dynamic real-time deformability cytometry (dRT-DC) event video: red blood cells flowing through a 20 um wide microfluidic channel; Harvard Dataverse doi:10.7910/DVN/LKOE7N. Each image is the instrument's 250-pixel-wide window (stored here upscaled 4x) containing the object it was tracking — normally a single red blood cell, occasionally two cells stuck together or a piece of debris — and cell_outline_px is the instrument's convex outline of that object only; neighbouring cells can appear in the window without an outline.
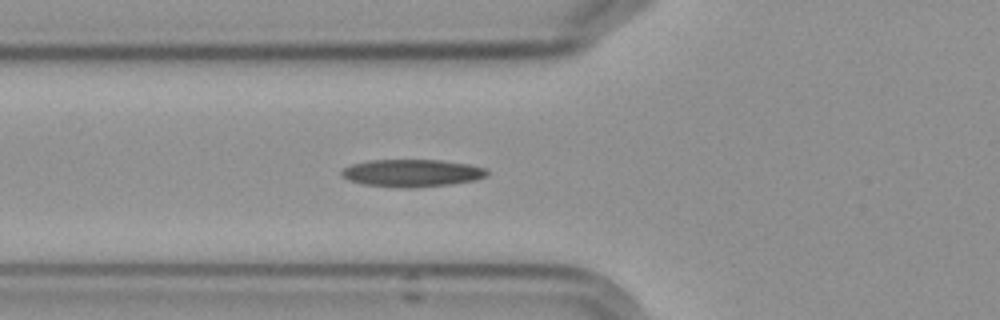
{"species": "Egyptian fruit bat (a non-hibernating species)", "species_latin": "Rousettus aegyptiacus", "temperature_condition": "cold", "stored_images_in_passage": 5, "camera_frame_rate_fps": 3000, "um_per_image_px": 0.085, "frame": {"image": 1, "passage_image": 5, "time_ms": 5.667, "image_size_px": [1000, 320], "cell_outline_px": [[488, 176], [476, 180], [452, 184], [404, 188], [396, 188], [364, 184], [348, 180], [340, 176], [340, 172], [344, 168], [352, 164], [368, 160], [440, 160], [468, 164], [488, 168]], "centroid_in_image_um": [35.02, 14.71], "position_along_channel_um": 90.8, "area_um2": 23.47}}